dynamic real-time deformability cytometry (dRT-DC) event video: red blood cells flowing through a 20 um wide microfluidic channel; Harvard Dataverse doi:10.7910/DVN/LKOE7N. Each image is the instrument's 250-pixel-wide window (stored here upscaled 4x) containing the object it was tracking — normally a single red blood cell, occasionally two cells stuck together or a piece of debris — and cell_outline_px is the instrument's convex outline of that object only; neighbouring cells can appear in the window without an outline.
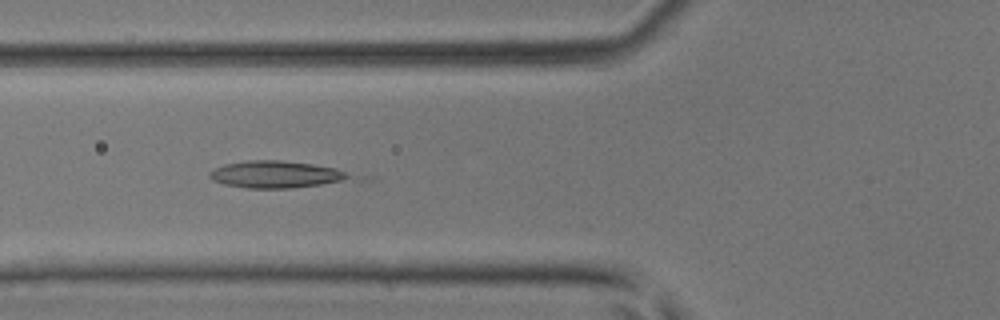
{"species": "common noctule bat (a hibernating species)", "species_latin": "Nyctalus noctula", "temperature_condition": "room temperature", "stored_images_in_passage": 19, "camera_frame_rate_fps": 3000, "um_per_image_px": 0.085, "animal": {"sex": "male", "body_mass_g": 17.9, "forearm_length_mm": 54.2}, "frame": {"image": 1, "passage_image": 11, "time_ms": 3.333, "image_size_px": [1000, 320], "cell_outline_px": [[352, 176], [340, 180], [320, 184], [292, 188], [248, 188], [224, 184], [212, 180], [208, 176], [208, 172], [224, 164], [248, 160], [280, 160], [312, 164], [336, 168]], "centroid_in_image_um": [23.35, 14.81], "position_along_channel_um": 102.5, "area_um2": 21.68}}